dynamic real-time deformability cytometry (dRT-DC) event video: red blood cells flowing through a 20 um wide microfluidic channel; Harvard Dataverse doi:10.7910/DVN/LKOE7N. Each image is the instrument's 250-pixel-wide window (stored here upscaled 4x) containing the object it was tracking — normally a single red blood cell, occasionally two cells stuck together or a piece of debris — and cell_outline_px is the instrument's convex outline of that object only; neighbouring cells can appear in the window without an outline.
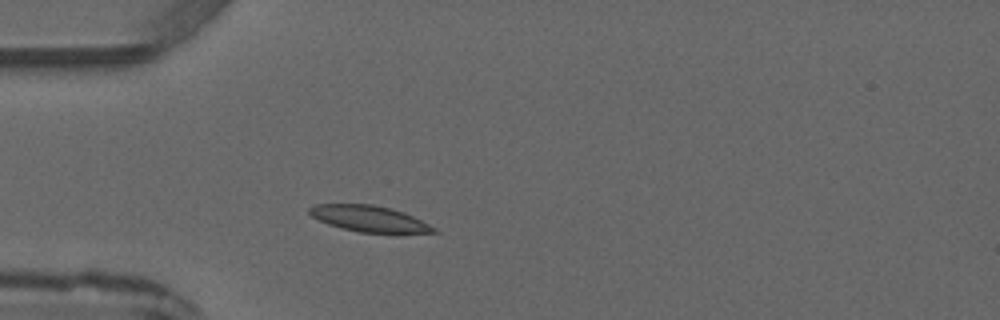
{"species": "common noctule bat (a hibernating species)", "species_latin": "Nyctalus noctula", "temperature_condition": "warm", "stored_images_in_passage": 2, "camera_frame_rate_fps": 3000, "um_per_image_px": 0.085, "animal": {"sex": "male", "forearm_length_mm": 52.5}, "frame": {"image": 1, "passage_image": 2, "time_ms": 1.0, "image_size_px": [1000, 320], "cell_outline_px": [[440, 232], [360, 232], [328, 224], [312, 216], [308, 212], [308, 208], [316, 204], [372, 204], [392, 208], [404, 212], [436, 228]], "centroid_in_image_um": [31.35, 18.56], "position_along_channel_um": 53.6, "area_um2": 18.5}}